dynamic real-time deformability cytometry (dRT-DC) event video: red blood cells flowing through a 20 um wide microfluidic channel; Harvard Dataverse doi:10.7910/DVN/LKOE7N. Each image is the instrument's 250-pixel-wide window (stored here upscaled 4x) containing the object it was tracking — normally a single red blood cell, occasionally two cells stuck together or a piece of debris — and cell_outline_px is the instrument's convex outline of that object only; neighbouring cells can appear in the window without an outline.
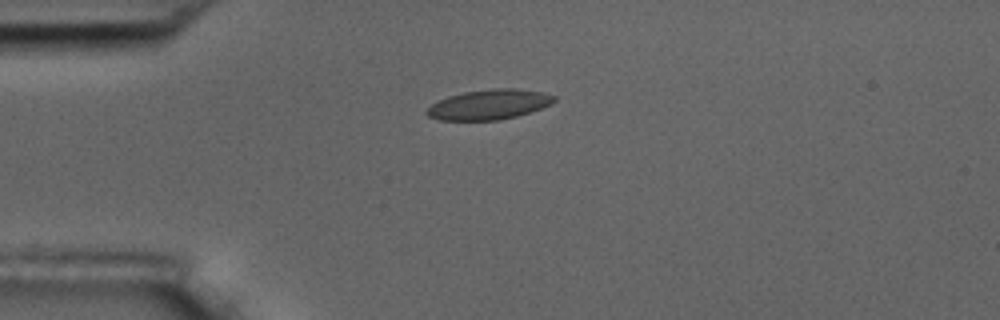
{"species": "common noctule bat (a hibernating species)", "species_latin": "Nyctalus noctula", "temperature_condition": "room temperature", "stored_images_in_passage": 6, "camera_frame_rate_fps": 3000, "um_per_image_px": 0.085, "animal": {"sex": "male", "body_mass_g": 17.5, "forearm_length_mm": 52.3}, "frame": {"image": 1, "passage_image": 1, "time_ms": 0.0, "image_size_px": [1000, 320], "cell_outline_px": [[556, 100], [552, 104], [516, 116], [500, 120], [440, 120], [428, 116], [424, 112], [436, 100], [448, 96], [464, 92], [492, 88], [516, 88], [544, 92], [556, 96]], "centroid_in_image_um": [41.56, 8.87], "position_along_channel_um": 43.4, "area_um2": 22.37}}
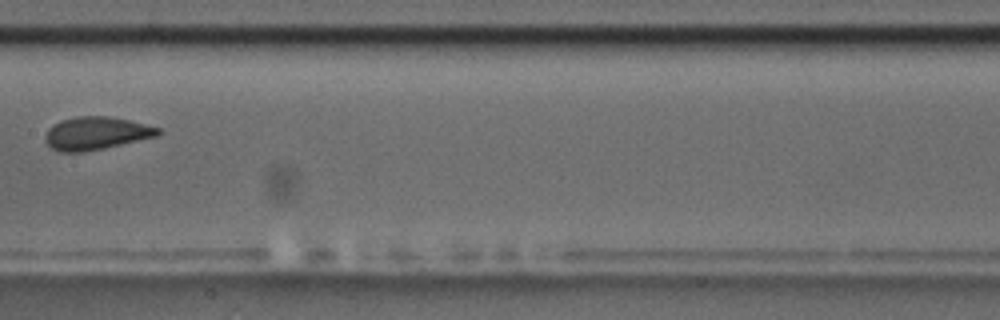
{"frame": {"image": 2, "passage_image": 5, "time_ms": 5.0, "image_size_px": [1000, 320], "cell_outline_px": [[164, 132], [156, 136], [104, 148], [84, 152], [56, 152], [44, 140], [44, 136], [48, 128], [52, 124], [60, 120], [76, 116], [108, 116], [128, 120], [160, 128]], "centroid_in_image_um": [8.12, 11.33], "position_along_channel_um": 199.3, "area_um2": 21.73}}
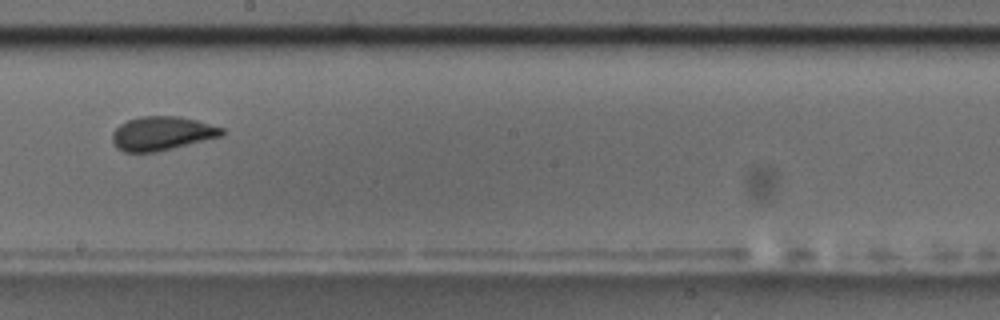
{"frame": {"image": 3, "passage_image": 6, "time_ms": 6.0, "image_size_px": [1000, 320], "cell_outline_px": [[224, 132], [220, 136], [156, 152], [124, 152], [116, 148], [112, 144], [112, 132], [120, 124], [128, 120], [140, 116], [180, 116], [196, 120], [224, 128]], "centroid_in_image_um": [13.71, 11.34], "position_along_channel_um": 234.5, "area_um2": 21.56}}